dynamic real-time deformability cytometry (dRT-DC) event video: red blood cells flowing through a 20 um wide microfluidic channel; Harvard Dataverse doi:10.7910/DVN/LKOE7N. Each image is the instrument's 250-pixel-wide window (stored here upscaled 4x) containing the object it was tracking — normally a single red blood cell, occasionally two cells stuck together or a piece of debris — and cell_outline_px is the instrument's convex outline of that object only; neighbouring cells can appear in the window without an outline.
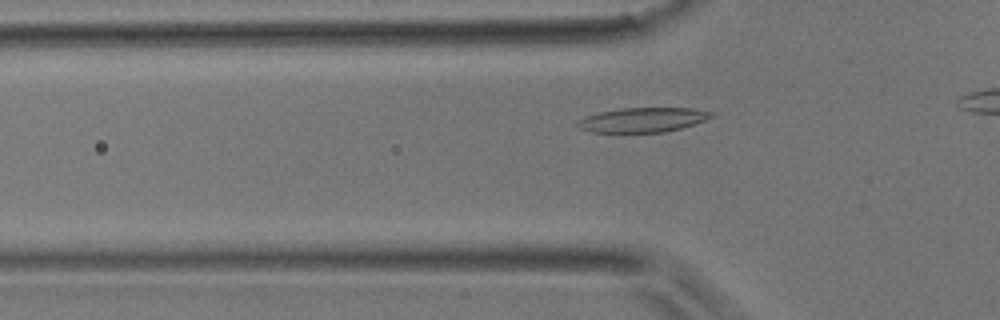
{"species": "common noctule bat (a hibernating species)", "species_latin": "Nyctalus noctula", "temperature_condition": "room temperature", "stored_images_in_passage": 19, "camera_frame_rate_fps": 3000, "um_per_image_px": 0.085, "animal": {"sex": "male", "body_mass_g": 17.9}, "frame": {"image": 1, "passage_image": 8, "time_ms": 2.333, "image_size_px": [1000, 320], "cell_outline_px": [[720, 116], [680, 128], [664, 132], [592, 132], [580, 128], [576, 124], [576, 120], [584, 116], [600, 112], [620, 108], [692, 108], [716, 112]], "centroid_in_image_um": [54.7, 10.17], "position_along_channel_um": 71.1, "area_um2": 19.42}}
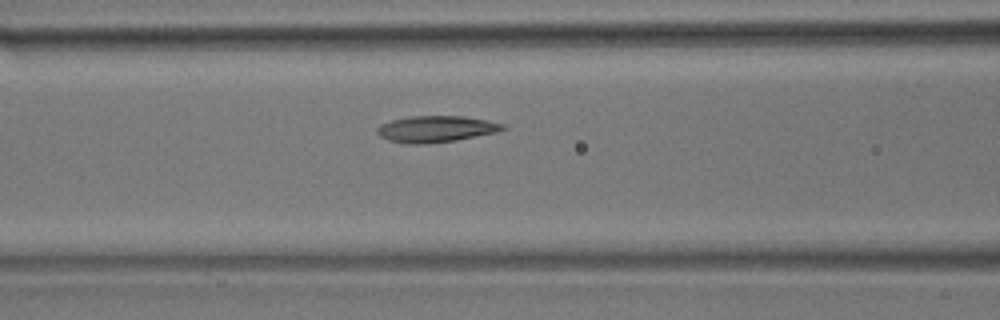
{"frame": {"image": 2, "passage_image": 12, "time_ms": 3.667, "image_size_px": [1000, 320], "cell_outline_px": [[508, 128], [496, 132], [456, 140], [428, 144], [408, 144], [388, 140], [380, 136], [376, 132], [376, 128], [380, 124], [392, 120], [408, 116], [464, 116], [488, 120], [504, 124]], "centroid_in_image_um": [37.04, 10.96], "position_along_channel_um": 129.6, "area_um2": 19.48}}
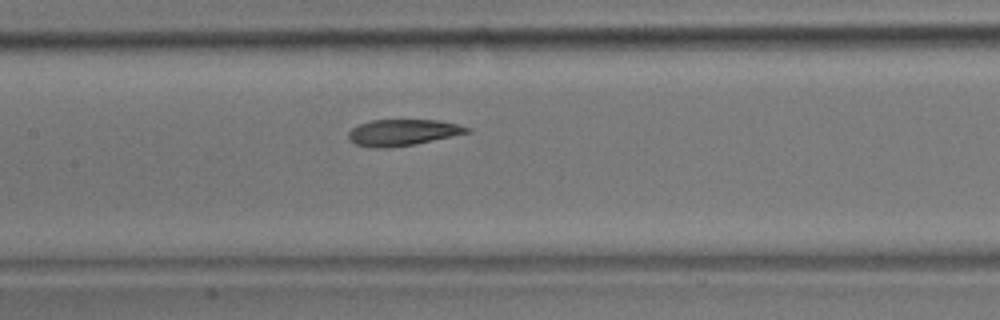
{"frame": {"image": 3, "passage_image": 15, "time_ms": 4.667, "image_size_px": [1000, 320], "cell_outline_px": [[472, 132], [416, 144], [392, 148], [368, 148], [356, 144], [348, 140], [348, 132], [352, 128], [360, 124], [372, 120], [440, 120], [472, 128]], "centroid_in_image_um": [34.23, 11.27], "position_along_channel_um": 173.2, "area_um2": 18.44}}